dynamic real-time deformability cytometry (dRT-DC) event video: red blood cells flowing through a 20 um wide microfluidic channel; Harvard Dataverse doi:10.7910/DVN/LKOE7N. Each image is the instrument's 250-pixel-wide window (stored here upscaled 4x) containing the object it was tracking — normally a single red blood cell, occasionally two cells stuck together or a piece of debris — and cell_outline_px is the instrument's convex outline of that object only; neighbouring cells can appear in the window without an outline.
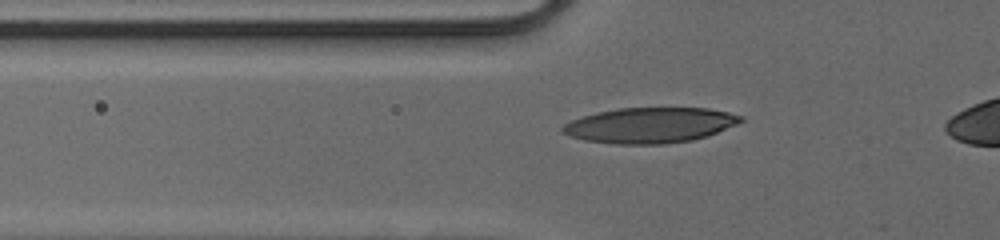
{"species": "human", "species_latin": "Homo sapiens", "temperature_condition": "cold", "stored_images_in_passage": 42, "camera_frame_rate_fps": 3000, "um_per_image_px": 0.085, "donor": {"sex": "male"}, "frame": {"image": 1, "passage_image": 14, "time_ms": 4.333, "image_size_px": [1000, 240], "cell_outline_px": [[744, 120], [736, 124], [708, 136], [692, 140], [664, 144], [612, 144], [584, 140], [568, 136], [560, 132], [560, 128], [564, 124], [580, 116], [596, 112], [620, 108], [708, 108], [728, 112], [744, 116]], "centroid_in_image_um": [55.21, 10.65], "position_along_channel_um": 70.6, "area_um2": 37.05}}
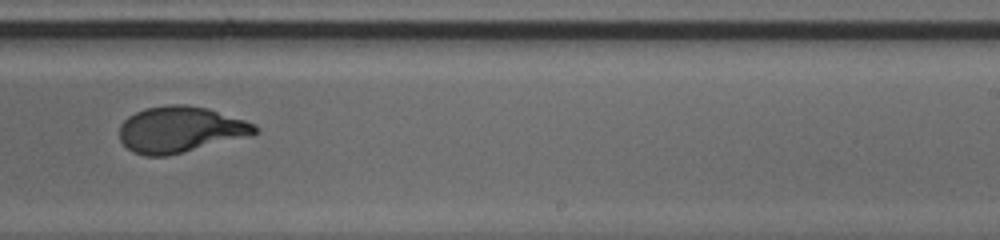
{"frame": {"image": 2, "passage_image": 29, "time_ms": 9.333, "image_size_px": [1000, 240], "cell_outline_px": [[260, 132], [252, 136], [168, 156], [144, 156], [132, 152], [120, 140], [120, 124], [128, 116], [144, 108], [168, 104], [184, 104], [208, 108], [256, 124], [260, 128]], "centroid_in_image_um": [15.36, 11.01], "position_along_channel_um": 273.6, "area_um2": 36.88}}
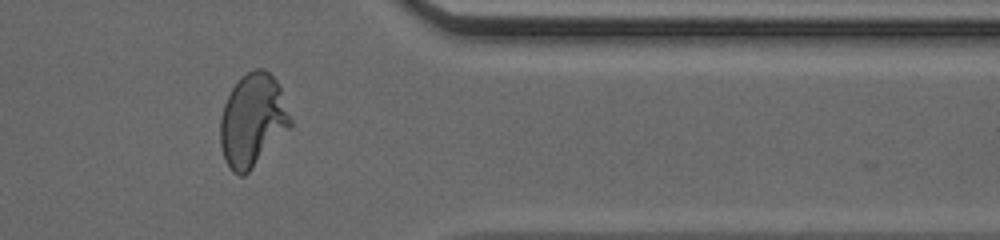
{"frame": {"image": 3, "passage_image": 38, "time_ms": 12.333, "image_size_px": [1000, 240], "cell_outline_px": [[292, 124], [252, 168], [244, 176], [240, 176], [232, 172], [224, 160], [220, 148], [220, 116], [224, 104], [232, 88], [248, 72], [256, 68], [264, 68], [276, 80], [280, 88], [292, 120]], "centroid_in_image_um": [21.44, 10.24], "position_along_channel_um": 390.0, "area_um2": 37.51}}